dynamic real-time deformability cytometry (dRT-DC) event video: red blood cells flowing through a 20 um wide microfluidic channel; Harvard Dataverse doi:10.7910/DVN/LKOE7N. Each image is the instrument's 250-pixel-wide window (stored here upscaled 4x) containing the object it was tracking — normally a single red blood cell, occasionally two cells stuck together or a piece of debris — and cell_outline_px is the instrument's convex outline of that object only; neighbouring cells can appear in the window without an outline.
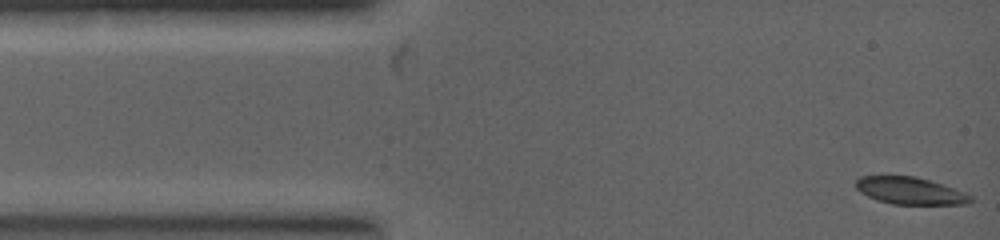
{"species": "common noctule bat (a hibernating species)", "species_latin": "Nyctalus noctula", "temperature_condition": "warm", "stored_images_in_passage": 2, "camera_frame_rate_fps": 5000, "um_per_image_px": 0.085, "animal": {"sex": "female", "body_mass_g": 19.0, "forearm_length_mm": 53.3}, "frame": {"image": 1, "passage_image": 1, "time_ms": 0.0, "image_size_px": [1000, 240], "cell_outline_px": [[972, 200], [968, 204], [892, 204], [876, 200], [860, 192], [856, 188], [856, 180], [860, 176], [916, 176], [964, 192], [972, 196]], "centroid_in_image_um": [77.33, 16.22], "position_along_channel_um": 7.7, "area_um2": 17.98}}